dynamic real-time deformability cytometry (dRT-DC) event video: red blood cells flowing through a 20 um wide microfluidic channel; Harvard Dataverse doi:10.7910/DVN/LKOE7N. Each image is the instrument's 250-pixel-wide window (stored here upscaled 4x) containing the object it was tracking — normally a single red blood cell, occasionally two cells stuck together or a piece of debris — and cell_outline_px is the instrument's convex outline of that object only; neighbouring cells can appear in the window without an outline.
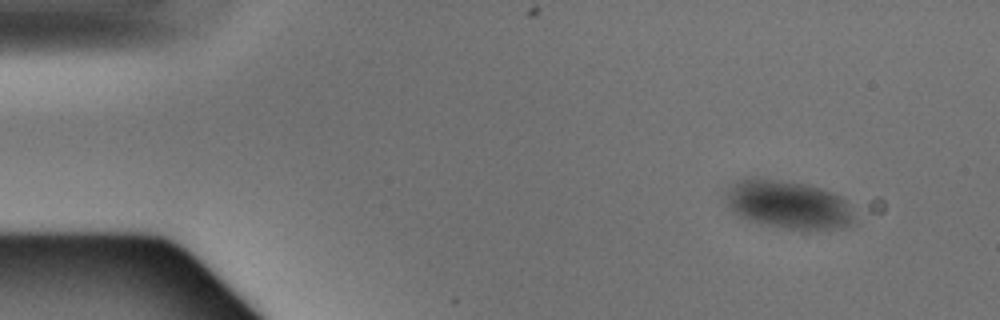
{"species": "Egyptian fruit bat (a non-hibernating species)", "species_latin": "Rousettus aegyptiacus", "temperature_condition": "warm", "stored_images_in_passage": 5, "camera_frame_rate_fps": 3000, "um_per_image_px": 0.085, "animal": {"sex": "male"}, "frame": {"image": 1, "passage_image": 1, "time_ms": 0.0, "image_size_px": [1000, 320], "cell_outline_px": [[856, 224], [844, 228], [788, 228], [748, 220], [732, 212], [724, 200], [724, 192], [736, 180], [744, 176], [756, 176], [808, 184], [832, 192], [840, 196], [844, 200]], "centroid_in_image_um": [66.9, 17.33], "position_along_channel_um": 18.1, "area_um2": 36.24}}
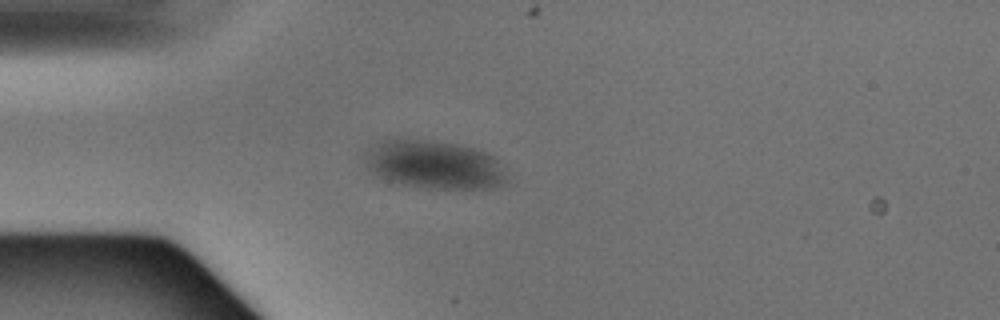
{"frame": {"image": 2, "passage_image": 3, "time_ms": 0.667, "image_size_px": [1000, 320], "cell_outline_px": [[508, 180], [504, 184], [492, 188], [428, 188], [396, 184], [376, 176], [368, 168], [364, 156], [372, 144], [388, 136], [400, 136], [436, 140], [460, 144], [476, 148], [488, 152], [496, 156], [500, 160]], "centroid_in_image_um": [36.88, 13.94], "position_along_channel_um": 48.1, "area_um2": 41.62}}
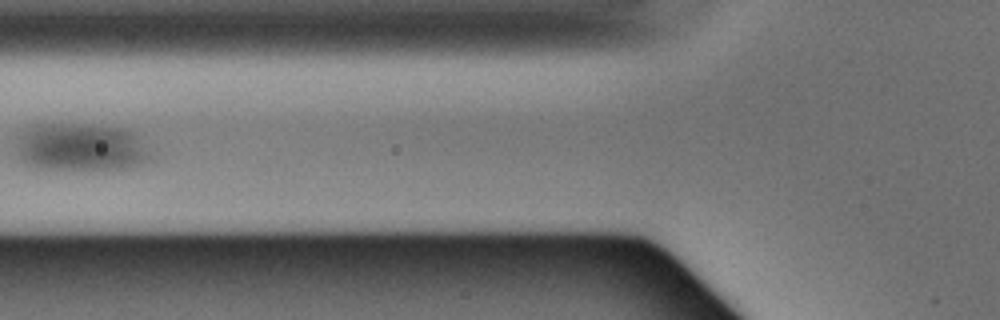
{"frame": {"image": 3, "passage_image": 5, "time_ms": 1.333, "image_size_px": [1000, 320], "cell_outline_px": [[152, 160], [132, 168], [92, 172], [40, 172], [16, 160], [12, 152], [16, 140], [28, 128], [36, 124], [92, 124], [128, 128], [140, 136], [148, 148], [152, 156]], "centroid_in_image_um": [6.82, 12.6], "position_along_channel_um": 119.0, "area_um2": 40.63}}